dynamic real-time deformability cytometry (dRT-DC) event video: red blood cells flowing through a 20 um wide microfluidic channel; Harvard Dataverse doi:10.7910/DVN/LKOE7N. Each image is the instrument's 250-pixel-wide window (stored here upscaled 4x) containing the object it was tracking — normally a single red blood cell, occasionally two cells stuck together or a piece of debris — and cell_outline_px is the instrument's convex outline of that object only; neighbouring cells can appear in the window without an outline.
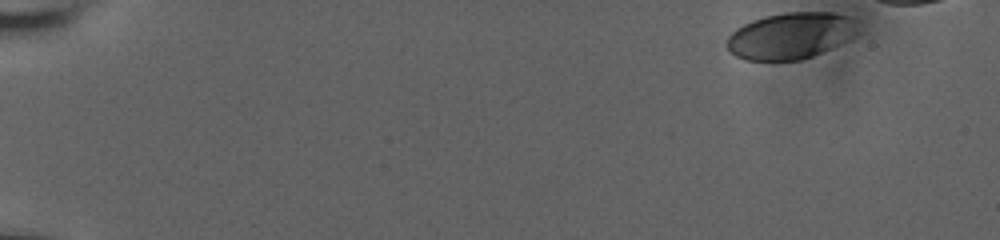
{"species": "human", "species_latin": "Homo sapiens", "temperature_condition": "room temperature", "stored_images_in_passage": 10, "camera_frame_rate_fps": 3000, "um_per_image_px": 0.085, "donor": {"sex": "male"}, "frame": {"image": 1, "passage_image": 1, "time_ms": 0.0, "image_size_px": [1000, 240], "cell_outline_px": [[860, 32], [848, 40], [840, 44], [812, 56], [800, 60], [744, 60], [736, 56], [724, 44], [728, 36], [736, 28], [752, 20], [764, 16], [784, 12], [832, 12], [848, 16], [856, 20]], "centroid_in_image_um": [67.21, 3.02], "position_along_channel_um": 17.8, "area_um2": 35.72}}
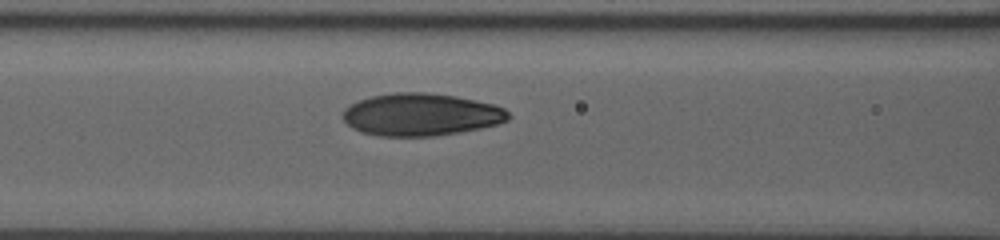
{"frame": {"image": 2, "passage_image": 10, "time_ms": 7.333, "image_size_px": [1000, 240], "cell_outline_px": [[512, 116], [508, 120], [496, 124], [480, 128], [460, 132], [432, 136], [380, 136], [360, 132], [352, 128], [340, 116], [344, 108], [360, 100], [372, 96], [392, 92], [424, 92], [456, 96], [492, 104], [504, 108]], "centroid_in_image_um": [35.76, 9.74], "position_along_channel_um": 130.8, "area_um2": 40.98}}